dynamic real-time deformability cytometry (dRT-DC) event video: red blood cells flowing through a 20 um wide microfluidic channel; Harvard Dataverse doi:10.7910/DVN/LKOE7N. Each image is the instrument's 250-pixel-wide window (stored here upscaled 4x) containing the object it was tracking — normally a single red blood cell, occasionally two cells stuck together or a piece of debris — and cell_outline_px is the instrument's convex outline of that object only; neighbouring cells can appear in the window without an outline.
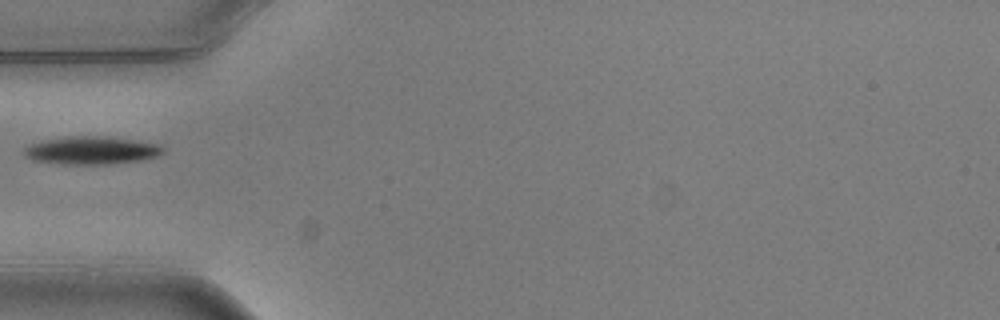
{"species": "common noctule bat (a hibernating species)", "species_latin": "Nyctalus noctula", "temperature_condition": "warm", "stored_images_in_passage": 1, "camera_frame_rate_fps": 3000, "um_per_image_px": 0.085, "animal": {"sex": "male", "body_mass_g": 20.5, "forearm_length_mm": 52.5}, "frame": {"image": 1, "passage_image": 1, "time_ms": 0.0, "image_size_px": [1000, 320], "cell_outline_px": [[164, 152], [160, 156], [144, 160], [108, 164], [64, 164], [32, 160], [24, 156], [24, 148], [28, 144], [44, 140], [64, 136], [108, 136], [160, 144], [164, 148]], "centroid_in_image_um": [7.79, 12.78], "position_along_channel_um": 77.2, "area_um2": 22.95}}